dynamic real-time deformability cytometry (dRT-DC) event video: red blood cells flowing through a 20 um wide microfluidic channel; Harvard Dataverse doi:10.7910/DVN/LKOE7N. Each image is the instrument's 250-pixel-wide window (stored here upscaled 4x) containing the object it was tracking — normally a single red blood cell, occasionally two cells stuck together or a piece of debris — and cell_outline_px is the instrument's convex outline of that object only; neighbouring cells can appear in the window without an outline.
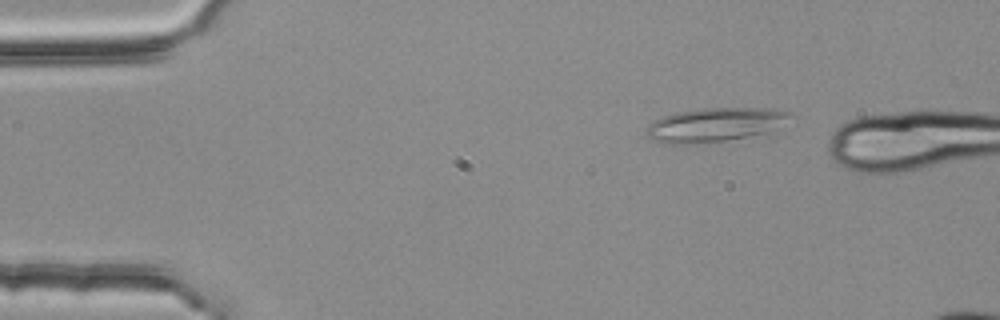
{"species": "common noctule bat (a hibernating species)", "species_latin": "Nyctalus noctula", "temperature_condition": "room temperature", "stored_images_in_passage": 4, "camera_frame_rate_fps": 3000, "um_per_image_px": 0.085, "animal": {"sex": "female", "body_mass_g": 25.1}, "frame": {"image": 1, "passage_image": 2, "time_ms": 0.333, "image_size_px": [1000, 320], "cell_outline_px": [[796, 116], [768, 132], [724, 140], [680, 144], [672, 144], [652, 140], [648, 136], [648, 124], [664, 116], [676, 112], [704, 108], [776, 108], [792, 112]], "centroid_in_image_um": [60.84, 10.57], "position_along_channel_um": 24.2, "area_um2": 28.09}}